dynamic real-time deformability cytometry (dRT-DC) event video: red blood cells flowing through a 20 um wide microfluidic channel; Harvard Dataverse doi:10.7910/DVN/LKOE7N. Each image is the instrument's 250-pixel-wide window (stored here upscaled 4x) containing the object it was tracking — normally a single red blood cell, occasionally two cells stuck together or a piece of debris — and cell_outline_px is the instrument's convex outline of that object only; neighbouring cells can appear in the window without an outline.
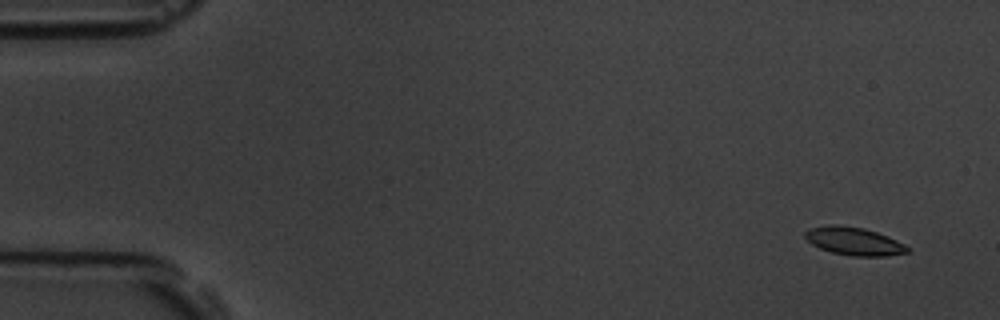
{"species": "common noctule bat (a hibernating species)", "species_latin": "Nyctalus noctula", "temperature_condition": "room temperature", "stored_images_in_passage": 6, "segment_of_instrument_passage": [1, 2], "camera_frame_rate_fps": 3000, "um_per_image_px": 0.085, "animal": {"sex": "male", "body_mass_g": 19.5, "forearm_length_mm": 54.6}, "frame": {"image": 1, "passage_image": 1, "time_ms": 0.0, "image_size_px": [1000, 320], "cell_outline_px": [[908, 252], [888, 256], [852, 256], [832, 252], [820, 248], [812, 244], [804, 236], [804, 232], [808, 228], [832, 224], [836, 224], [864, 228], [888, 236], [904, 244], [908, 248]], "centroid_in_image_um": [72.56, 20.49], "position_along_channel_um": 12.4, "area_um2": 16.65}}
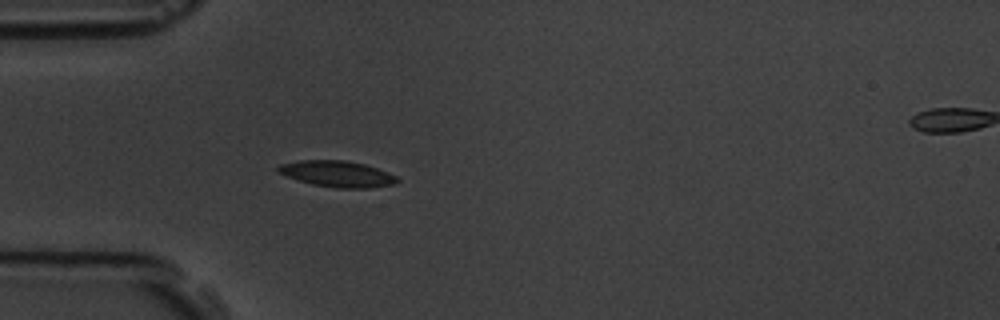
{"frame": {"image": 2, "passage_image": 5, "time_ms": 4.333, "image_size_px": [1000, 320], "cell_outline_px": [[400, 180], [392, 184], [368, 188], [336, 188], [312, 184], [276, 172], [276, 168], [280, 164], [300, 160], [344, 160], [364, 164], [376, 168], [396, 176]], "centroid_in_image_um": [28.64, 14.77], "position_along_channel_um": 56.4, "area_um2": 17.92}}